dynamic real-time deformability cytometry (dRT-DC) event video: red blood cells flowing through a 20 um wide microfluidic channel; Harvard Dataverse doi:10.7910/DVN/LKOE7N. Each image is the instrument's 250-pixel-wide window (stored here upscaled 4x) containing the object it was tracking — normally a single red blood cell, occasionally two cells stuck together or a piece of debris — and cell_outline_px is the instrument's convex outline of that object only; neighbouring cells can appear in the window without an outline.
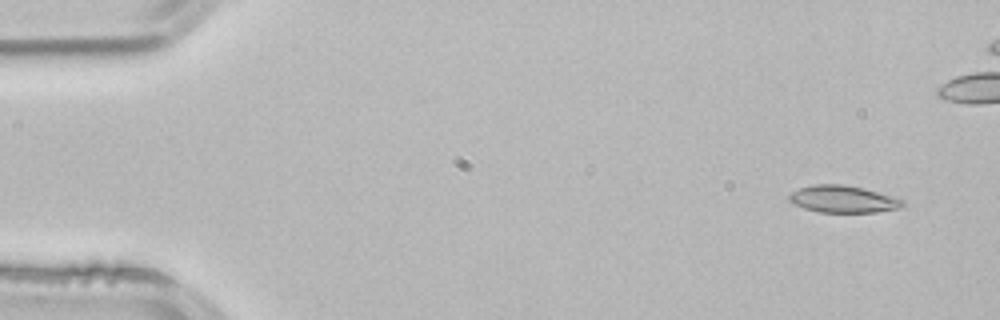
{"species": "common noctule bat (a hibernating species)", "species_latin": "Nyctalus noctula", "temperature_condition": "room temperature", "stored_images_in_passage": 4, "camera_frame_rate_fps": 3000, "um_per_image_px": 0.085, "animal": {"sex": "male", "body_mass_g": 21.5, "forearm_length_mm": 52.0}, "frame": {"image": 1, "passage_image": 1, "time_ms": 0.0, "image_size_px": [1000, 320], "cell_outline_px": [[904, 204], [900, 208], [876, 212], [820, 212], [804, 208], [788, 200], [788, 196], [792, 192], [800, 188], [812, 184], [844, 184], [864, 188], [904, 200]], "centroid_in_image_um": [71.65, 16.92], "position_along_channel_um": 13.3, "area_um2": 17.8}}